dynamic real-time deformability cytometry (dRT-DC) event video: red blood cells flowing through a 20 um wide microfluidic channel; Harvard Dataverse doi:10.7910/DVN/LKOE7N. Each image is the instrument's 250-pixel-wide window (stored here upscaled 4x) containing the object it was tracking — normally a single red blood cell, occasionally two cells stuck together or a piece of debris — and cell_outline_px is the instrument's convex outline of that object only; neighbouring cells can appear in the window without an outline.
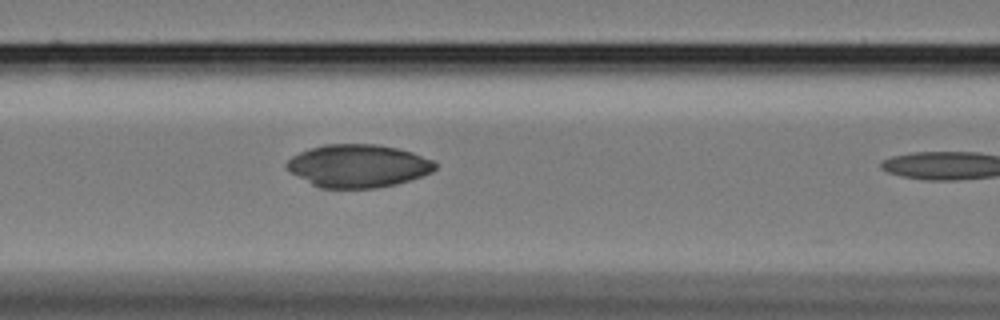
{"species": "Egyptian fruit bat (a non-hibernating species)", "species_latin": "Rousettus aegyptiacus", "temperature_condition": "cold", "stored_images_in_passage": 20, "camera_frame_rate_fps": 3000, "um_per_image_px": 0.085, "animal": {"sex": "female"}, "frame": {"image": 1, "passage_image": 19, "time_ms": 6.0, "image_size_px": [1000, 320], "cell_outline_px": [[436, 168], [432, 172], [412, 180], [396, 184], [376, 188], [320, 188], [312, 184], [292, 172], [284, 164], [292, 156], [308, 148], [324, 144], [376, 144], [396, 148], [412, 152], [432, 160], [436, 164]], "centroid_in_image_um": [30.45, 14.1], "position_along_channel_um": 136.1, "area_um2": 37.05}}